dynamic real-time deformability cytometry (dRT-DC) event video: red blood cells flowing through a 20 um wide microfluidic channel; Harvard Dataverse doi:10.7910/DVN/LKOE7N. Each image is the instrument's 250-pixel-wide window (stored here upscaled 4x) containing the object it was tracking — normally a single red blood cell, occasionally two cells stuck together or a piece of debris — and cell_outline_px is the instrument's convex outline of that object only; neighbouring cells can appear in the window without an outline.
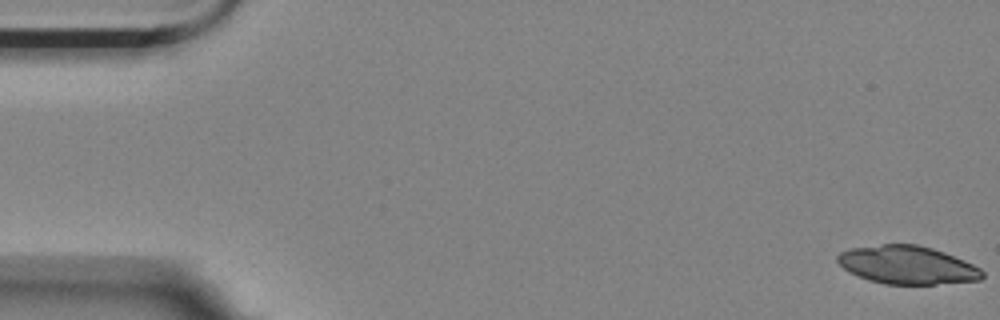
{"species": "Egyptian fruit bat (a non-hibernating species)", "species_latin": "Rousettus aegyptiacus", "temperature_condition": "room temperature", "stored_images_in_passage": 5, "camera_frame_rate_fps": 3000, "um_per_image_px": 0.085, "animal": {"sex": "female"}, "frame": {"image": 1, "passage_image": 1, "time_ms": 0.0, "image_size_px": [1000, 320], "cell_outline_px": [[984, 276], [980, 280], [936, 284], [884, 284], [868, 280], [848, 272], [836, 260], [836, 256], [840, 252], [848, 248], [884, 244], [916, 244], [932, 248], [944, 252], [964, 260], [980, 268], [984, 272]], "centroid_in_image_um": [77.1, 22.52], "position_along_channel_um": 7.9, "area_um2": 32.31}}